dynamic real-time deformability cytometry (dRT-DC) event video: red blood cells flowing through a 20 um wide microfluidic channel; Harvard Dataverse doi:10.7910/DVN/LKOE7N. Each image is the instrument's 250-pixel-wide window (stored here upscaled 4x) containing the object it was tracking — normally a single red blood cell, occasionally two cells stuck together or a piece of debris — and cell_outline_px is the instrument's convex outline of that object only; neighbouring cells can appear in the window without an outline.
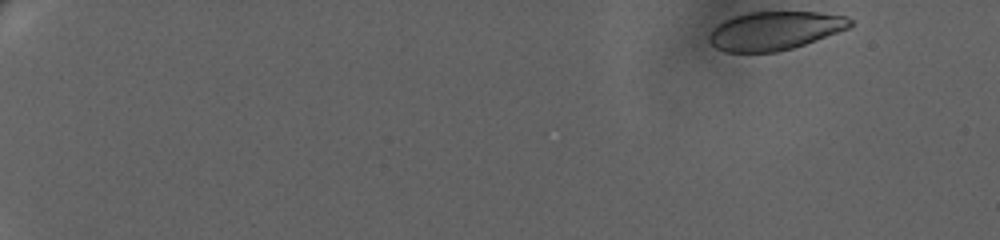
{"species": "human", "species_latin": "Homo sapiens", "temperature_condition": "warm", "stored_images_in_passage": 48, "camera_frame_rate_fps": 3000, "um_per_image_px": 0.085, "donor": {"sex": "female"}, "frame": {"image": 1, "passage_image": 1, "time_ms": 0.0, "image_size_px": [1000, 240], "cell_outline_px": [[852, 24], [848, 28], [816, 40], [792, 48], [776, 52], [724, 52], [716, 48], [708, 40], [708, 36], [712, 28], [724, 20], [748, 12], [820, 12], [848, 16], [852, 20]], "centroid_in_image_um": [65.84, 2.61], "position_along_channel_um": 19.2, "area_um2": 31.62}}
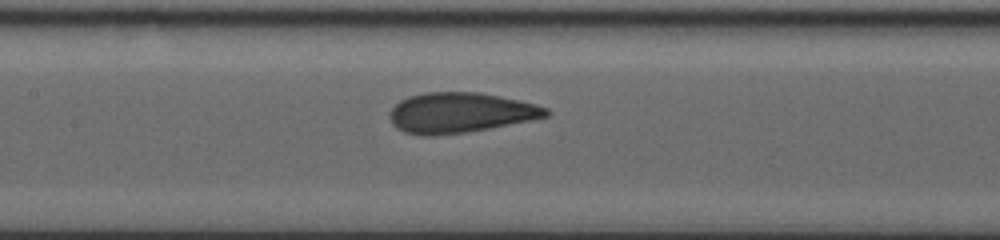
{"frame": {"image": 2, "passage_image": 27, "time_ms": 10.0, "image_size_px": [1000, 240], "cell_outline_px": [[552, 112], [548, 116], [528, 120], [464, 132], [404, 132], [396, 128], [392, 124], [392, 108], [400, 100], [408, 96], [424, 92], [480, 92], [520, 100], [536, 104], [548, 108]], "centroid_in_image_um": [39.18, 9.51], "position_along_channel_um": 168.2, "area_um2": 35.32}}
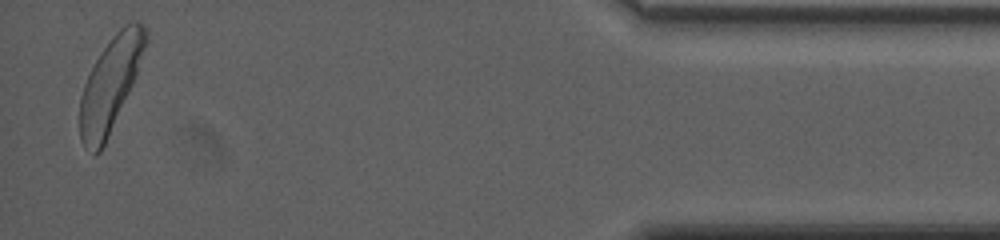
{"frame": {"image": 3, "passage_image": 48, "time_ms": 19.333, "image_size_px": [1000, 240], "cell_outline_px": [[148, 40], [136, 72], [104, 144], [100, 152], [96, 156], [92, 156], [80, 140], [80, 96], [84, 84], [96, 60], [112, 36], [124, 24], [132, 20], [136, 20], [144, 24], [148, 32]], "centroid_in_image_um": [9.36, 7.13], "position_along_channel_um": 425.8, "area_um2": 34.97}, "authors_computed_cell_mechanics": {"area_um2": 35.258, "velocity_mm_per_s": 3.3554, "shape_relaxation_time_tau1_ms": 4.6382, "shape_relaxation_time_tau2_ms": null, "deformation_change_tau1": 0.166, "deformation_change_tau2": null}}